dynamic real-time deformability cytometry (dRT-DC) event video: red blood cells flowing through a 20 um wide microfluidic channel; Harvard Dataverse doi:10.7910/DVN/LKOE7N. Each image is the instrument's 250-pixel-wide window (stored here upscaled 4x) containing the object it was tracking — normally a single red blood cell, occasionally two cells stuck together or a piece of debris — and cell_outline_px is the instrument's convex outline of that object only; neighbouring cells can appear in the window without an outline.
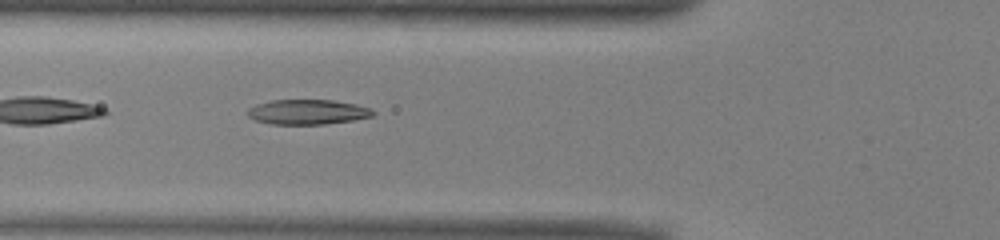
{"species": "common noctule bat (a hibernating species)", "species_latin": "Nyctalus noctula", "temperature_condition": "warm", "stored_images_in_passage": 47, "camera_frame_rate_fps": 3000, "um_per_image_px": 0.085, "animal": {"sex": "male", "body_mass_g": 13.0, "forearm_length_mm": 53.1}, "frame": {"image": 1, "passage_image": 18, "time_ms": 5.667, "image_size_px": [1000, 240], "cell_outline_px": [[376, 112], [372, 116], [352, 120], [324, 124], [272, 124], [256, 120], [248, 116], [248, 108], [256, 104], [272, 100], [332, 100], [356, 104], [368, 108]], "centroid_in_image_um": [26.13, 9.51], "position_along_channel_um": 99.7, "area_um2": 18.03}}
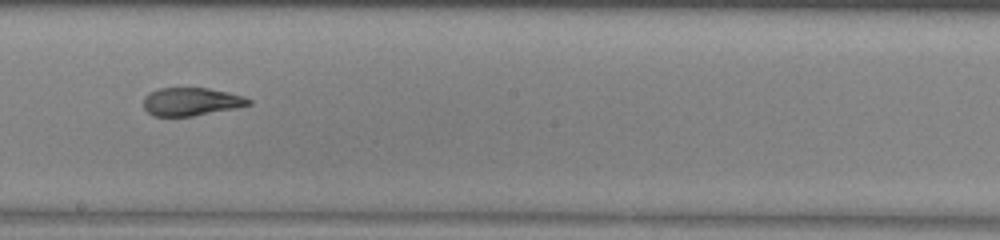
{"frame": {"image": 2, "passage_image": 28, "time_ms": 9.0, "image_size_px": [1000, 240], "cell_outline_px": [[252, 104], [236, 108], [192, 116], [152, 116], [144, 108], [144, 96], [148, 92], [160, 88], [208, 88], [228, 92], [244, 96], [252, 100]], "centroid_in_image_um": [16.25, 8.64], "position_along_channel_um": 231.9, "area_um2": 17.28}}
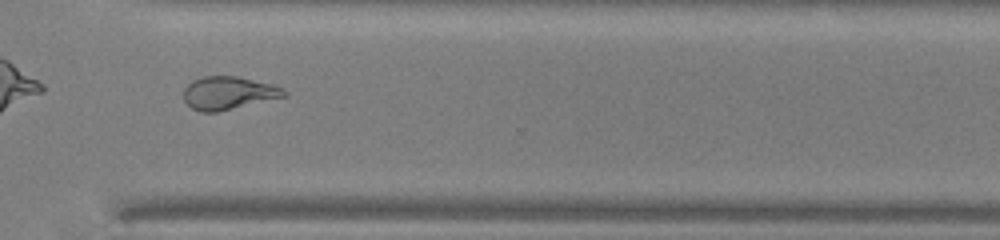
{"frame": {"image": 3, "passage_image": 37, "time_ms": 12.0, "image_size_px": [1000, 240], "cell_outline_px": [[288, 92], [284, 96], [216, 112], [200, 112], [192, 108], [184, 100], [184, 88], [192, 80], [204, 76], [236, 76], [272, 84], [284, 88]], "centroid_in_image_um": [19.39, 7.89], "position_along_channel_um": 351.2, "area_um2": 19.07}, "authors_computed_cell_mechanics": {"area_um2": 19.4208, "velocity_mm_per_s": 3.9692, "shape_relaxation_time_tau1_ms": 6.6342, "shape_relaxation_time_tau2_ms": 2.3318, "deformation_change_tau1": 0.2287, "deformation_change_tau2": 0.1071}}